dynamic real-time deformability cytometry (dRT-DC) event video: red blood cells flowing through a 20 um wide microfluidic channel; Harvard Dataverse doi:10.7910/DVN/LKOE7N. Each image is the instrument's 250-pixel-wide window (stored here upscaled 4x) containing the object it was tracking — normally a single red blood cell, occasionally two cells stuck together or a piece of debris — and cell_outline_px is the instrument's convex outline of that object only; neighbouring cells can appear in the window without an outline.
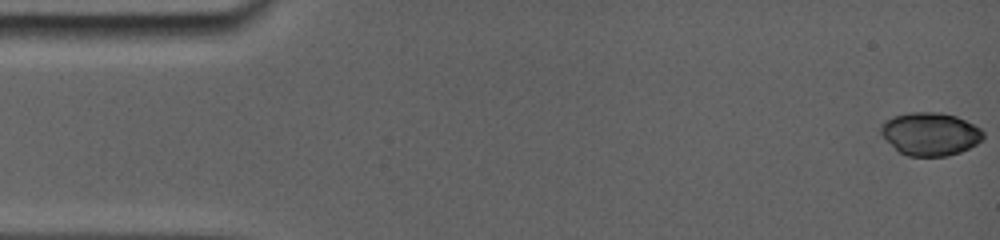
{"species": "common noctule bat (a hibernating species)", "species_latin": "Nyctalus noctula", "temperature_condition": "room temperature", "stored_images_in_passage": 38, "camera_frame_rate_fps": 5000, "um_per_image_px": 0.085, "animal": {"sex": "female", "body_mass_g": 19.0, "forearm_length_mm": 56.7}, "frame": {"image": 1, "passage_image": 1, "time_ms": 0.0, "image_size_px": [1000, 240], "cell_outline_px": [[984, 136], [976, 144], [968, 148], [944, 156], [912, 156], [900, 152], [880, 132], [880, 128], [888, 120], [896, 116], [916, 112], [932, 112], [956, 116], [980, 128], [984, 132]], "centroid_in_image_um": [79.1, 11.38], "position_along_channel_um": 5.9, "area_um2": 24.74}}
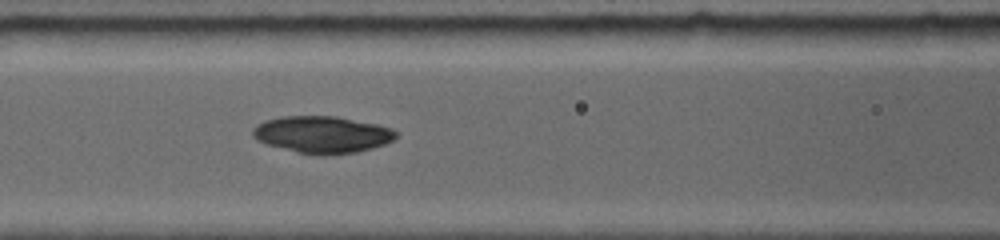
{"frame": {"image": 2, "passage_image": 22, "time_ms": 6.8, "image_size_px": [1000, 240], "cell_outline_px": [[396, 136], [392, 140], [384, 144], [372, 148], [356, 152], [300, 152], [268, 144], [260, 140], [252, 132], [260, 124], [268, 120], [280, 116], [336, 116], [376, 124], [388, 128], [396, 132]], "centroid_in_image_um": [27.43, 11.39], "position_along_channel_um": 139.2, "area_um2": 29.25}}
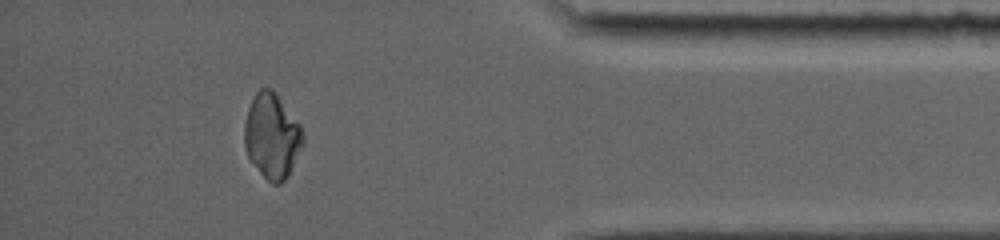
{"frame": {"image": 3, "passage_image": 37, "time_ms": 14.4, "image_size_px": [1000, 240], "cell_outline_px": [[304, 144], [288, 176], [280, 184], [272, 184], [260, 172], [248, 156], [244, 144], [244, 124], [248, 108], [256, 92], [260, 88], [272, 88], [276, 92], [300, 124], [304, 136]], "centroid_in_image_um": [23.13, 11.54], "position_along_channel_um": 412.1, "area_um2": 29.07}, "authors_computed_cell_mechanics": {"area_um2": 29.0156, "velocity_mm_per_s": 3.8629, "shape_relaxation_time_tau1_ms": 9.1217, "shape_relaxation_time_tau2_ms": 2.4926, "deformation_change_tau1": 0.1661, "deformation_change_tau2": 0.0402}}